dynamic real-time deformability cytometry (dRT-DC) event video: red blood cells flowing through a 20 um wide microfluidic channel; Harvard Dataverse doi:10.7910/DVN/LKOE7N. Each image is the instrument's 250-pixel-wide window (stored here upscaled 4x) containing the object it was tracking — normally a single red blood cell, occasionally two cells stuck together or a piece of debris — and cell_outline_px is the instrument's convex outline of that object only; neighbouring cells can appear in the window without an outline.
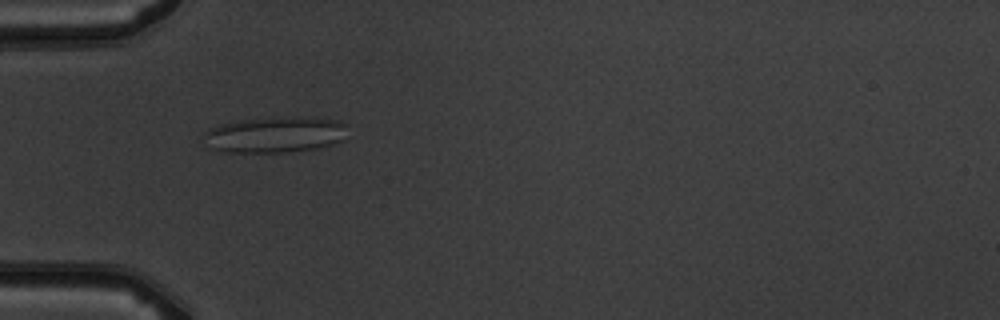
{"species": "common noctule bat (a hibernating species)", "species_latin": "Nyctalus noctula", "temperature_condition": "warm", "stored_images_in_passage": 6, "camera_frame_rate_fps": 3000, "um_per_image_px": 0.085, "animal": {"sex": "male", "body_mass_g": 19.5, "forearm_length_mm": 54.6}, "frame": {"image": 1, "passage_image": 5, "time_ms": 5.333, "image_size_px": [1000, 320], "cell_outline_px": [[348, 124], [344, 140], [332, 144], [316, 148], [288, 152], [224, 152], [212, 148], [200, 136], [208, 128], [236, 120], [316, 116], [340, 120]], "centroid_in_image_um": [23.42, 11.43], "position_along_channel_um": 61.6, "area_um2": 30.52}}
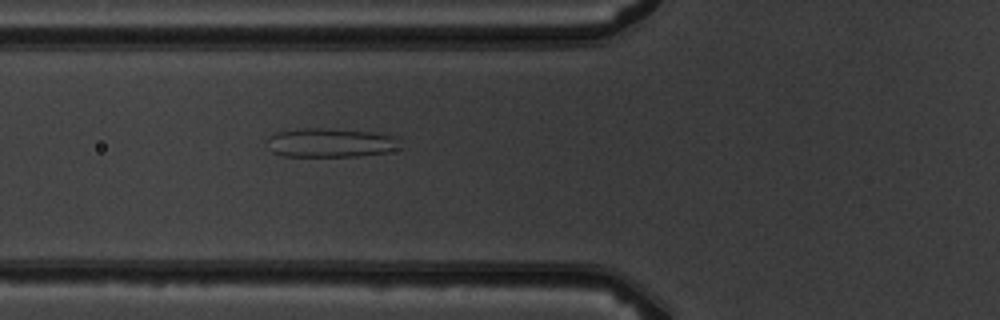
{"frame": {"image": 2, "passage_image": 6, "time_ms": 6.333, "image_size_px": [1000, 320], "cell_outline_px": [[404, 148], [388, 152], [356, 156], [284, 156], [272, 152], [264, 144], [268, 136], [276, 132], [296, 128], [324, 128], [372, 132], [392, 136], [400, 140]], "centroid_in_image_um": [28.06, 12.13], "position_along_channel_um": 97.7, "area_um2": 22.95}}